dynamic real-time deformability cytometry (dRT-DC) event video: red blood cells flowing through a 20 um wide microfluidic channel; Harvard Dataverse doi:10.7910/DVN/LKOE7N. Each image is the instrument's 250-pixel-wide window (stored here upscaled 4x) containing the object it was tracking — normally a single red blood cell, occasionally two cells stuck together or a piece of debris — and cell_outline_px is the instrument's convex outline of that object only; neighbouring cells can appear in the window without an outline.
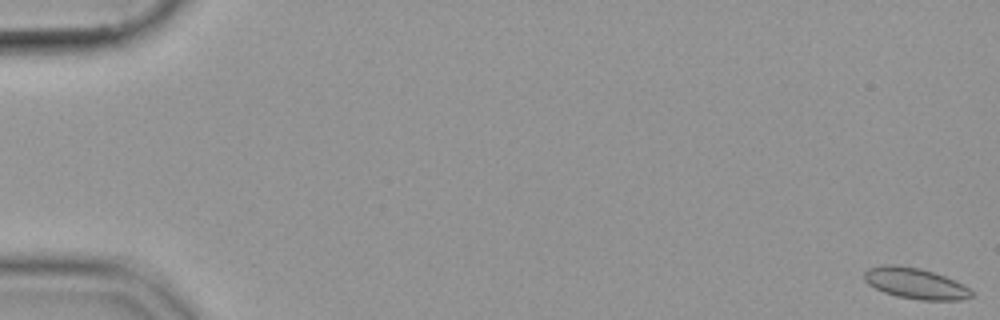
{"species": "common noctule bat (a hibernating species)", "species_latin": "Nyctalus noctula", "temperature_condition": "cold", "stored_images_in_passage": 57, "camera_frame_rate_fps": 3000, "um_per_image_px": 0.085, "animal": {"sex": "female", "body_mass_g": 19.9}, "frame": {"image": 1, "passage_image": 1, "time_ms": 0.0, "image_size_px": [1000, 320], "cell_outline_px": [[972, 296], [960, 300], [924, 300], [896, 296], [884, 292], [868, 284], [864, 280], [864, 272], [868, 268], [884, 264], [896, 264], [920, 268], [944, 276], [964, 284], [972, 292]], "centroid_in_image_um": [77.78, 24.07], "position_along_channel_um": 7.2, "area_um2": 19.25}}
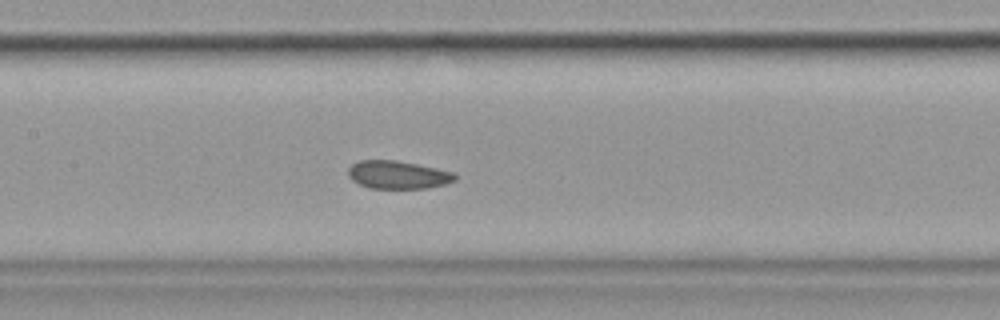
{"frame": {"image": 2, "passage_image": 28, "time_ms": 9.0, "image_size_px": [1000, 320], "cell_outline_px": [[456, 180], [444, 184], [424, 188], [368, 188], [352, 180], [348, 176], [348, 168], [352, 164], [360, 160], [396, 160], [436, 168], [452, 172], [456, 176]], "centroid_in_image_um": [33.78, 14.85], "position_along_channel_um": 173.6, "area_um2": 17.28}}
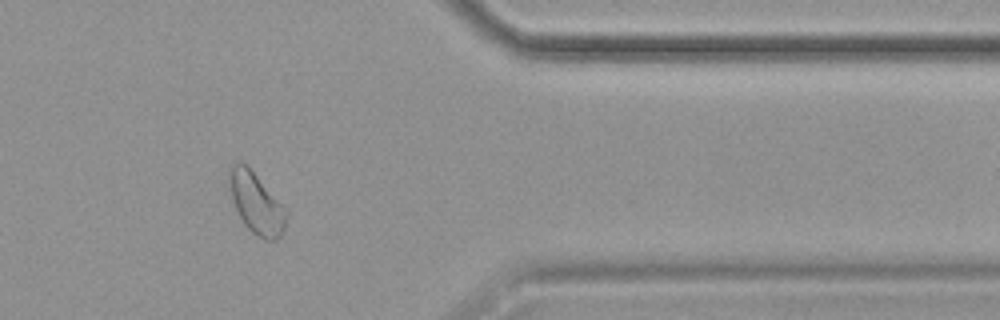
{"frame": {"image": 3, "passage_image": 47, "time_ms": 15.333, "image_size_px": [1000, 320], "cell_outline_px": [[288, 212], [284, 228], [280, 236], [276, 240], [264, 240], [252, 232], [244, 224], [232, 200], [228, 184], [232, 164], [240, 160], [256, 176]], "centroid_in_image_um": [21.77, 17.31], "position_along_channel_um": 389.6, "area_um2": 19.65}}